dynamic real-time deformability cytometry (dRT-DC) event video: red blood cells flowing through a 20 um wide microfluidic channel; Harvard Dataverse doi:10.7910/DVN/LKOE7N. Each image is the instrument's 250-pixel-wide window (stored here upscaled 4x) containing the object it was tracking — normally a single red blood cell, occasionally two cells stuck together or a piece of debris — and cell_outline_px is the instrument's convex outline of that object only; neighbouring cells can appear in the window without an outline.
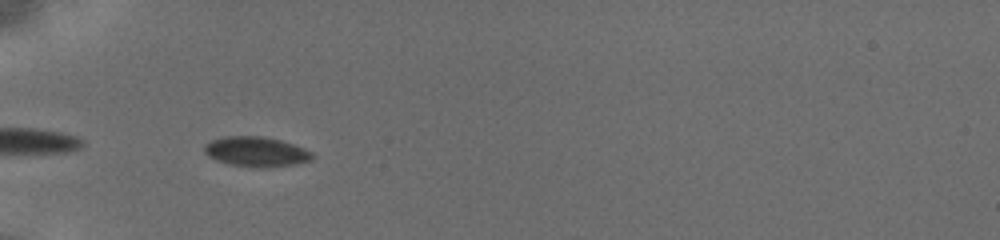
{"species": "common noctule bat (a hibernating species)", "species_latin": "Nyctalus noctula", "temperature_condition": "cold", "stored_images_in_passage": 25, "camera_frame_rate_fps": 3000, "um_per_image_px": 0.085, "animal": {"sex": "female", "body_mass_g": 19.5, "forearm_length_mm": 54.1}, "frame": {"image": 1, "passage_image": 1, "time_ms": 0.0, "image_size_px": [1000, 240], "cell_outline_px": [[312, 156], [308, 160], [292, 164], [264, 168], [260, 168], [232, 164], [216, 160], [208, 156], [204, 152], [204, 144], [220, 136], [264, 136], [280, 140], [304, 148], [312, 152]], "centroid_in_image_um": [21.71, 12.87], "position_along_channel_um": 63.3, "area_um2": 18.61}}
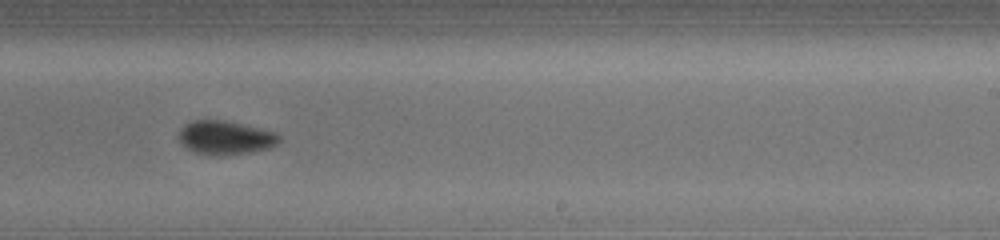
{"frame": {"image": 2, "passage_image": 12, "time_ms": 5.667, "image_size_px": [1000, 240], "cell_outline_px": [[280, 140], [276, 144], [268, 148], [252, 152], [224, 156], [208, 156], [192, 152], [180, 144], [176, 136], [180, 128], [184, 124], [192, 120], [224, 120], [260, 128], [276, 132], [280, 136]], "centroid_in_image_um": [19.08, 11.72], "position_along_channel_um": 269.9, "area_um2": 20.35}}
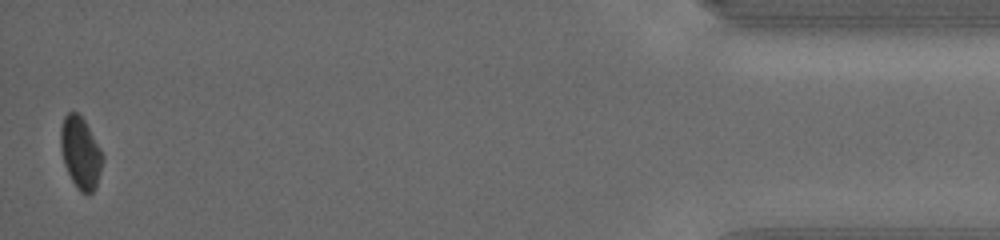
{"frame": {"image": 3, "passage_image": 25, "time_ms": 11.667, "image_size_px": [1000, 240], "cell_outline_px": [[104, 160], [96, 188], [88, 196], [80, 192], [72, 180], [64, 164], [60, 148], [60, 128], [64, 116], [68, 112], [76, 112], [84, 120], [100, 148], [104, 156]], "centroid_in_image_um": [6.85, 13.01], "position_along_channel_um": 428.4, "area_um2": 17.69}, "authors_computed_cell_mechanics": {"area_um2": 18.9584, "velocity_mm_per_s": 3.8278, "shape_relaxation_time_tau1_ms": 3.8987, "shape_relaxation_time_tau2_ms": null, "deformation_change_tau1": 0.0478, "deformation_change_tau2": null}}